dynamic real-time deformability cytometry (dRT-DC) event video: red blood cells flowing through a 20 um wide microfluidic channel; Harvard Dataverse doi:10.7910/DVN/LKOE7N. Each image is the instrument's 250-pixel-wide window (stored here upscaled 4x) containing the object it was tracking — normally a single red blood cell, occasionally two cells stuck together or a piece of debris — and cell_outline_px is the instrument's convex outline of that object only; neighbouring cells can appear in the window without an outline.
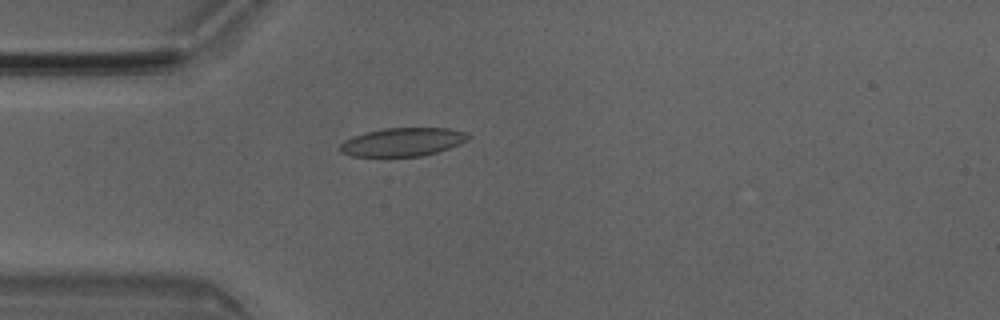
{"species": "Egyptian fruit bat (a non-hibernating species)", "species_latin": "Rousettus aegyptiacus", "temperature_condition": "room temperature", "stored_images_in_passage": 4, "camera_frame_rate_fps": 3000, "um_per_image_px": 0.085, "animal": {"sex": "male"}, "frame": {"image": 1, "passage_image": 4, "time_ms": 1.0, "image_size_px": [1000, 320], "cell_outline_px": [[472, 136], [468, 140], [460, 144], [436, 152], [420, 156], [352, 156], [340, 152], [340, 144], [344, 140], [352, 136], [364, 132], [384, 128], [448, 128], [464, 132]], "centroid_in_image_um": [34.21, 12.06], "position_along_channel_um": 50.8, "area_um2": 21.21}}